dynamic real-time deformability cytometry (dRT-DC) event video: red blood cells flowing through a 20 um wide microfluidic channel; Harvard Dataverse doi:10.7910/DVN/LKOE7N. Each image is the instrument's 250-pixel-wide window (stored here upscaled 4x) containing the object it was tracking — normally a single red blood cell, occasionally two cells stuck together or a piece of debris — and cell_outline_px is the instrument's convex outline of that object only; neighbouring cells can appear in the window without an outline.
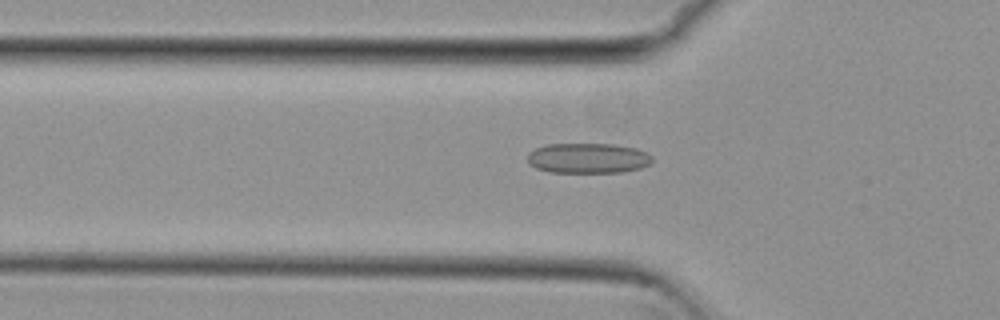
{"species": "common noctule bat (a hibernating species)", "species_latin": "Nyctalus noctula", "temperature_condition": "cold", "stored_images_in_passage": 42, "camera_frame_rate_fps": 3000, "um_per_image_px": 0.085, "animal": {"sex": "female", "body_mass_g": 29.2, "forearm_length_mm": 56.3}, "frame": {"image": 1, "passage_image": 6, "time_ms": 1.667, "image_size_px": [1000, 320], "cell_outline_px": [[652, 160], [648, 164], [640, 168], [620, 172], [548, 172], [536, 168], [528, 160], [528, 152], [536, 148], [548, 144], [616, 144], [636, 148], [652, 156]], "centroid_in_image_um": [49.97, 13.44], "position_along_channel_um": 75.8, "area_um2": 21.79}}
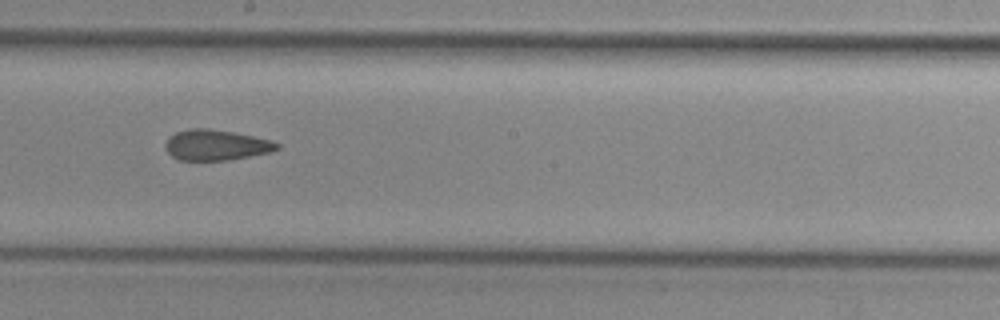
{"frame": {"image": 2, "passage_image": 18, "time_ms": 5.667, "image_size_px": [1000, 320], "cell_outline_px": [[280, 148], [272, 152], [232, 160], [180, 160], [172, 156], [168, 152], [164, 144], [168, 136], [176, 132], [188, 128], [208, 128], [232, 132], [272, 140], [280, 144]], "centroid_in_image_um": [18.38, 12.33], "position_along_channel_um": 229.8, "area_um2": 20.11}}
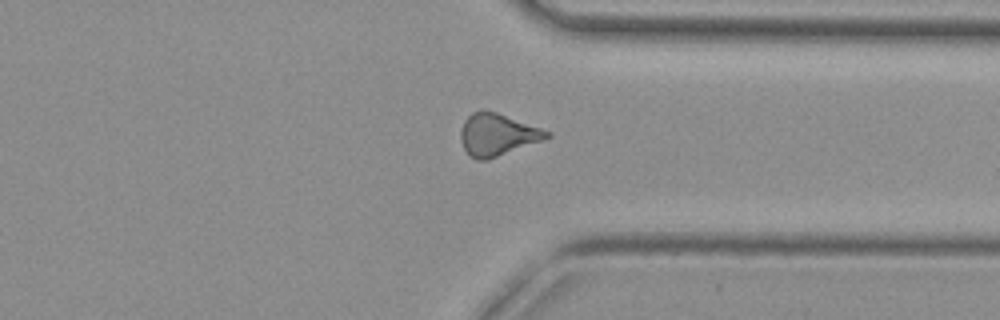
{"frame": {"image": 3, "passage_image": 29, "time_ms": 9.333, "image_size_px": [1000, 320], "cell_outline_px": [[552, 136], [544, 140], [488, 160], [476, 160], [468, 156], [460, 140], [460, 132], [464, 120], [472, 112], [496, 112], [552, 132]], "centroid_in_image_um": [42.28, 11.48], "position_along_channel_um": 369.1, "area_um2": 21.1}, "authors_computed_cell_mechanics": {"area_um2": 20.4034, "velocity_mm_per_s": 3.8319, "shape_relaxation_time_tau1_ms": null, "shape_relaxation_time_tau2_ms": 4.278, "deformation_change_tau1": null, "deformation_change_tau2": 0.1357}}